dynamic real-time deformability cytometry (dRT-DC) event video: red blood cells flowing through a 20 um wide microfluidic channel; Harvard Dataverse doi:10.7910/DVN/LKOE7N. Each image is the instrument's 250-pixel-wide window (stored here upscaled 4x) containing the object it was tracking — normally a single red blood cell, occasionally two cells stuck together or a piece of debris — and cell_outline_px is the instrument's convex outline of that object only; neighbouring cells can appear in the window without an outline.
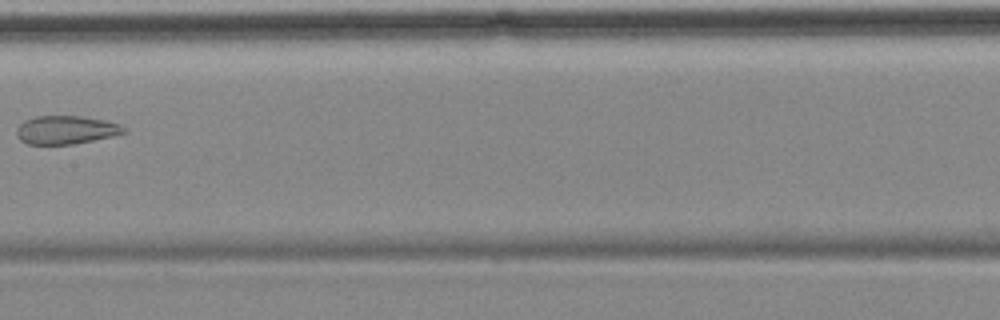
{"species": "common noctule bat (a hibernating species)", "species_latin": "Nyctalus noctula", "temperature_condition": "cold", "stored_images_in_passage": 8, "camera_frame_rate_fps": 3000, "um_per_image_px": 0.085, "animal": {"sex": "female", "body_mass_g": 18.4}, "frame": {"image": 1, "passage_image": 8, "time_ms": 8.333, "image_size_px": [1000, 320], "cell_outline_px": [[128, 132], [112, 136], [72, 144], [28, 144], [20, 140], [16, 136], [16, 128], [24, 120], [36, 116], [80, 116], [104, 120], [120, 124], [128, 128]], "centroid_in_image_um": [5.61, 11.04], "position_along_channel_um": 201.8, "area_um2": 17.8}}